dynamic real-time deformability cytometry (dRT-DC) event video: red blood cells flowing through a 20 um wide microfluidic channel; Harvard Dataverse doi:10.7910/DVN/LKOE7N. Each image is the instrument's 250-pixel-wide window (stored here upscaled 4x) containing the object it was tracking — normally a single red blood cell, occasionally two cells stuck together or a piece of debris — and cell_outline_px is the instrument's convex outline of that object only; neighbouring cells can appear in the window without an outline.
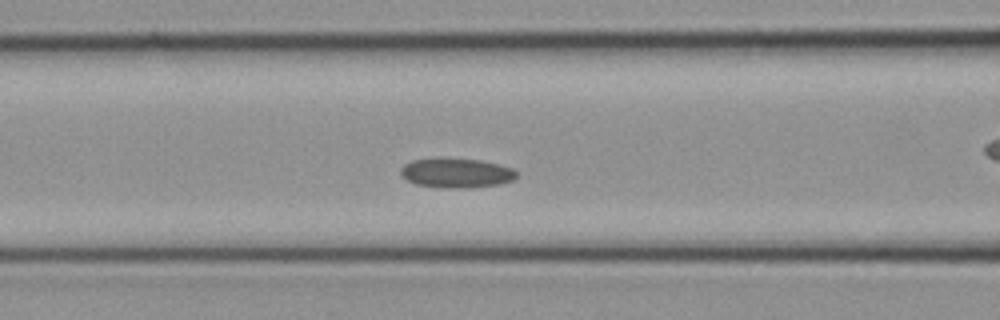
{"species": "common noctule bat (a hibernating species)", "species_latin": "Nyctalus noctula", "temperature_condition": "cold", "stored_images_in_passage": 6, "camera_frame_rate_fps": 3000, "um_per_image_px": 0.085, "animal": {"sex": "female", "body_mass_g": 21.9}, "frame": {"image": 1, "passage_image": 3, "time_ms": 0.667, "image_size_px": [1000, 320], "cell_outline_px": [[516, 176], [512, 180], [500, 184], [468, 188], [448, 188], [416, 184], [408, 180], [400, 172], [400, 168], [404, 164], [412, 160], [440, 156], [480, 160], [500, 164], [512, 168], [516, 172]], "centroid_in_image_um": [38.77, 14.67], "position_along_channel_um": 127.8, "area_um2": 20.29}}
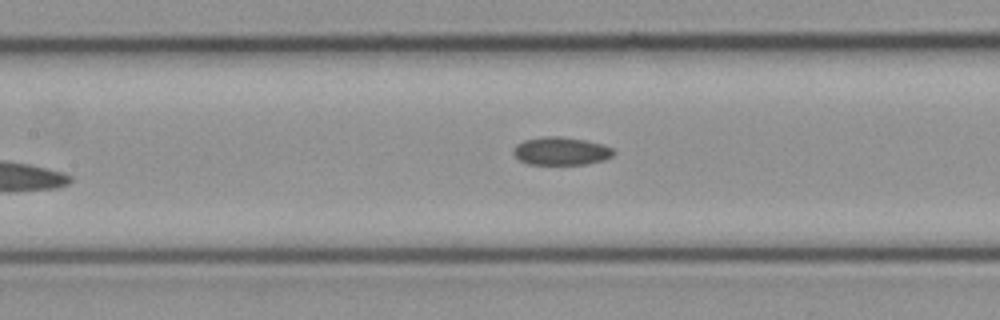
{"frame": {"image": 2, "passage_image": 6, "time_ms": 1.667, "image_size_px": [1000, 320], "cell_outline_px": [[616, 152], [612, 156], [604, 160], [584, 164], [528, 164], [520, 160], [512, 152], [512, 148], [516, 144], [524, 140], [544, 136], [560, 136], [584, 140], [604, 144], [612, 148]], "centroid_in_image_um": [47.68, 12.83], "position_along_channel_um": 159.7, "area_um2": 16.42}}